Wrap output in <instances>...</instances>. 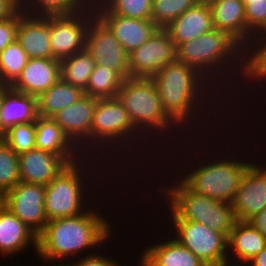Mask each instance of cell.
<instances>
[{"label":"cell","instance_id":"74e56055","mask_svg":"<svg viewBox=\"0 0 266 266\" xmlns=\"http://www.w3.org/2000/svg\"><path fill=\"white\" fill-rule=\"evenodd\" d=\"M19 10L11 17L0 20V52L17 38Z\"/></svg>","mask_w":266,"mask_h":266},{"label":"cell","instance_id":"3957f363","mask_svg":"<svg viewBox=\"0 0 266 266\" xmlns=\"http://www.w3.org/2000/svg\"><path fill=\"white\" fill-rule=\"evenodd\" d=\"M150 79L156 87L163 109L179 126L181 125V128L185 123L192 124L194 117L199 119L196 115L203 112L200 108H204L207 104H209L207 109L209 106L212 107L211 102L206 103V101L213 99L211 100L213 102L218 96L216 94L218 91L214 92V85L212 86L205 76L193 67L178 61L163 67ZM211 94L215 96L209 98ZM206 97L209 99L207 100Z\"/></svg>","mask_w":266,"mask_h":266},{"label":"cell","instance_id":"ee69618b","mask_svg":"<svg viewBox=\"0 0 266 266\" xmlns=\"http://www.w3.org/2000/svg\"><path fill=\"white\" fill-rule=\"evenodd\" d=\"M59 264H53L52 263V266H74L73 264H72V262H66L65 264L63 263V262H58ZM61 263V264H60ZM63 263V264H62ZM48 266H49V264H48Z\"/></svg>","mask_w":266,"mask_h":266},{"label":"cell","instance_id":"4316f807","mask_svg":"<svg viewBox=\"0 0 266 266\" xmlns=\"http://www.w3.org/2000/svg\"><path fill=\"white\" fill-rule=\"evenodd\" d=\"M84 91L61 78L49 89L37 96V112L41 117H52L61 109L77 102Z\"/></svg>","mask_w":266,"mask_h":266},{"label":"cell","instance_id":"d6986e66","mask_svg":"<svg viewBox=\"0 0 266 266\" xmlns=\"http://www.w3.org/2000/svg\"><path fill=\"white\" fill-rule=\"evenodd\" d=\"M18 158L21 181L32 184L47 185L69 164L64 158L37 148Z\"/></svg>","mask_w":266,"mask_h":266},{"label":"cell","instance_id":"5b68a950","mask_svg":"<svg viewBox=\"0 0 266 266\" xmlns=\"http://www.w3.org/2000/svg\"><path fill=\"white\" fill-rule=\"evenodd\" d=\"M117 97L127 110L133 126L141 135L144 136L148 131L147 136L149 138L145 136L143 139L151 140L150 136L163 135L175 127L179 128L177 134L180 133L182 128L163 109L156 87L150 78L125 79Z\"/></svg>","mask_w":266,"mask_h":266},{"label":"cell","instance_id":"6da1fadb","mask_svg":"<svg viewBox=\"0 0 266 266\" xmlns=\"http://www.w3.org/2000/svg\"><path fill=\"white\" fill-rule=\"evenodd\" d=\"M87 203L89 208L85 213L47 222L37 236V253L41 259L43 258V263L45 261L51 265L54 261H67L70 256L73 258L79 256L78 254L81 256L82 253L84 256L85 250L89 252V249H98L102 243L105 244L110 239V236L112 237L111 222L109 224L97 208L95 210L90 202Z\"/></svg>","mask_w":266,"mask_h":266},{"label":"cell","instance_id":"603a6c76","mask_svg":"<svg viewBox=\"0 0 266 266\" xmlns=\"http://www.w3.org/2000/svg\"><path fill=\"white\" fill-rule=\"evenodd\" d=\"M146 249V250H145ZM141 251L140 266H207L175 238L151 244Z\"/></svg>","mask_w":266,"mask_h":266},{"label":"cell","instance_id":"ab89813d","mask_svg":"<svg viewBox=\"0 0 266 266\" xmlns=\"http://www.w3.org/2000/svg\"><path fill=\"white\" fill-rule=\"evenodd\" d=\"M19 9V0H0V20L13 16Z\"/></svg>","mask_w":266,"mask_h":266},{"label":"cell","instance_id":"ba28073f","mask_svg":"<svg viewBox=\"0 0 266 266\" xmlns=\"http://www.w3.org/2000/svg\"><path fill=\"white\" fill-rule=\"evenodd\" d=\"M132 135L135 136V138L136 135L138 137L135 139ZM132 137L133 139H131ZM139 137L140 139H142L143 136L140 135V132L133 126L127 110L124 108V105L122 104V102L119 100L118 97L101 98V99L97 98V104L94 109L93 122L90 129L89 150L92 151L91 152L89 151V154H91L93 151H94L93 153L95 154L96 151H98L99 149L101 150V152L99 153L100 154L102 153V155L106 154L105 152L102 151L112 149L108 152L109 153L112 151L114 152V150L116 149H113L112 147H115L117 143L120 144V145L118 144L115 147L117 148L116 151L117 153L119 150L118 148L121 147L123 148L122 144L125 147H127L126 145L128 142H130L129 145L130 148H127V150L128 149L130 150L132 148L131 146H133L131 145L132 141L135 143V140H137ZM110 144H112V146H110ZM104 147L105 148L109 147V149L102 150ZM95 148L97 149L96 151Z\"/></svg>","mask_w":266,"mask_h":266},{"label":"cell","instance_id":"60d3db41","mask_svg":"<svg viewBox=\"0 0 266 266\" xmlns=\"http://www.w3.org/2000/svg\"><path fill=\"white\" fill-rule=\"evenodd\" d=\"M248 222L266 237V208L250 218Z\"/></svg>","mask_w":266,"mask_h":266},{"label":"cell","instance_id":"52a82bcc","mask_svg":"<svg viewBox=\"0 0 266 266\" xmlns=\"http://www.w3.org/2000/svg\"><path fill=\"white\" fill-rule=\"evenodd\" d=\"M81 160L68 164L51 182L45 185L44 208L48 221L77 216L86 212L87 203H84V201H86V198H91V196L88 197L90 194L84 188L85 185H88L86 188L89 187L90 183H85L86 176H88L86 171L88 165L84 158ZM84 166L85 169L82 171ZM83 193L87 194L84 195Z\"/></svg>","mask_w":266,"mask_h":266},{"label":"cell","instance_id":"d6a6232c","mask_svg":"<svg viewBox=\"0 0 266 266\" xmlns=\"http://www.w3.org/2000/svg\"><path fill=\"white\" fill-rule=\"evenodd\" d=\"M245 6L247 23V53L257 39L266 32V0H241Z\"/></svg>","mask_w":266,"mask_h":266},{"label":"cell","instance_id":"7a4b0ae2","mask_svg":"<svg viewBox=\"0 0 266 266\" xmlns=\"http://www.w3.org/2000/svg\"><path fill=\"white\" fill-rule=\"evenodd\" d=\"M176 52L177 61L179 63L193 67L201 75H205V78L212 85L217 84L218 88L216 87V91H218L219 94L221 93L219 89L223 88L227 84L230 85L238 75H241L242 78L240 79L241 81L239 79L235 80L234 83H236V86H239L238 82L242 83L244 80V83L247 82L248 53L234 39L223 31L213 29L206 34L199 35L191 41L178 45L176 47ZM230 66H232V68ZM222 67H224V71ZM228 72L231 75L227 74ZM230 72H232L235 76ZM226 74L227 77H225ZM228 76H230L231 79ZM232 76H234V78ZM216 78H220L218 79L219 82ZM227 78L229 79L230 84L229 81H227ZM224 79L225 82L227 81L226 84L223 82ZM217 82L219 84H221L220 82H223V85L220 87Z\"/></svg>","mask_w":266,"mask_h":266},{"label":"cell","instance_id":"9c48e42d","mask_svg":"<svg viewBox=\"0 0 266 266\" xmlns=\"http://www.w3.org/2000/svg\"><path fill=\"white\" fill-rule=\"evenodd\" d=\"M170 221L176 236L173 238L207 266H228V238L224 234L190 220Z\"/></svg>","mask_w":266,"mask_h":266},{"label":"cell","instance_id":"7bdbcfd3","mask_svg":"<svg viewBox=\"0 0 266 266\" xmlns=\"http://www.w3.org/2000/svg\"><path fill=\"white\" fill-rule=\"evenodd\" d=\"M4 96V85H0V113L2 109V101ZM7 130L3 127V123L0 116V139H3Z\"/></svg>","mask_w":266,"mask_h":266},{"label":"cell","instance_id":"7402d4cb","mask_svg":"<svg viewBox=\"0 0 266 266\" xmlns=\"http://www.w3.org/2000/svg\"><path fill=\"white\" fill-rule=\"evenodd\" d=\"M35 144L37 149L52 152L69 164L86 156L70 141L62 128L51 118L38 116L36 120Z\"/></svg>","mask_w":266,"mask_h":266},{"label":"cell","instance_id":"9a60e30c","mask_svg":"<svg viewBox=\"0 0 266 266\" xmlns=\"http://www.w3.org/2000/svg\"><path fill=\"white\" fill-rule=\"evenodd\" d=\"M256 164L245 172L231 203L239 221H248L266 208V165Z\"/></svg>","mask_w":266,"mask_h":266},{"label":"cell","instance_id":"b9f144b4","mask_svg":"<svg viewBox=\"0 0 266 266\" xmlns=\"http://www.w3.org/2000/svg\"><path fill=\"white\" fill-rule=\"evenodd\" d=\"M246 264V266H266V247Z\"/></svg>","mask_w":266,"mask_h":266},{"label":"cell","instance_id":"f35d334b","mask_svg":"<svg viewBox=\"0 0 266 266\" xmlns=\"http://www.w3.org/2000/svg\"><path fill=\"white\" fill-rule=\"evenodd\" d=\"M87 255L82 256V258L77 257L78 261L73 260L74 266H122L118 262L111 258H108L106 256H102L98 253H86Z\"/></svg>","mask_w":266,"mask_h":266},{"label":"cell","instance_id":"5bb4252c","mask_svg":"<svg viewBox=\"0 0 266 266\" xmlns=\"http://www.w3.org/2000/svg\"><path fill=\"white\" fill-rule=\"evenodd\" d=\"M96 104L97 98L84 94L77 102L61 109L51 117L85 155L89 150L90 129Z\"/></svg>","mask_w":266,"mask_h":266},{"label":"cell","instance_id":"f1b7e54d","mask_svg":"<svg viewBox=\"0 0 266 266\" xmlns=\"http://www.w3.org/2000/svg\"><path fill=\"white\" fill-rule=\"evenodd\" d=\"M93 0H19V8L31 15H71L92 5Z\"/></svg>","mask_w":266,"mask_h":266},{"label":"cell","instance_id":"d4e9b609","mask_svg":"<svg viewBox=\"0 0 266 266\" xmlns=\"http://www.w3.org/2000/svg\"><path fill=\"white\" fill-rule=\"evenodd\" d=\"M227 243L228 266H245L250 259L266 247V237L248 221L237 220L229 234ZM230 252L234 254L232 255ZM230 257H233L234 260L236 258L240 264H230Z\"/></svg>","mask_w":266,"mask_h":266},{"label":"cell","instance_id":"cb8c5ba5","mask_svg":"<svg viewBox=\"0 0 266 266\" xmlns=\"http://www.w3.org/2000/svg\"><path fill=\"white\" fill-rule=\"evenodd\" d=\"M30 245L37 252V235L0 203V256L12 257Z\"/></svg>","mask_w":266,"mask_h":266},{"label":"cell","instance_id":"ffe728a7","mask_svg":"<svg viewBox=\"0 0 266 266\" xmlns=\"http://www.w3.org/2000/svg\"><path fill=\"white\" fill-rule=\"evenodd\" d=\"M164 29L176 47L212 31L214 26L209 3L207 0L199 1Z\"/></svg>","mask_w":266,"mask_h":266},{"label":"cell","instance_id":"ac0fdd59","mask_svg":"<svg viewBox=\"0 0 266 266\" xmlns=\"http://www.w3.org/2000/svg\"><path fill=\"white\" fill-rule=\"evenodd\" d=\"M60 78V60L29 58L21 75L10 87L21 93L38 96L53 86Z\"/></svg>","mask_w":266,"mask_h":266},{"label":"cell","instance_id":"e575fe53","mask_svg":"<svg viewBox=\"0 0 266 266\" xmlns=\"http://www.w3.org/2000/svg\"><path fill=\"white\" fill-rule=\"evenodd\" d=\"M107 11L127 18L150 20L152 0H97Z\"/></svg>","mask_w":266,"mask_h":266},{"label":"cell","instance_id":"2e32d148","mask_svg":"<svg viewBox=\"0 0 266 266\" xmlns=\"http://www.w3.org/2000/svg\"><path fill=\"white\" fill-rule=\"evenodd\" d=\"M92 6L96 16L109 28L127 53L139 48L158 29L151 20L110 13L97 0L92 1Z\"/></svg>","mask_w":266,"mask_h":266},{"label":"cell","instance_id":"1f68e13d","mask_svg":"<svg viewBox=\"0 0 266 266\" xmlns=\"http://www.w3.org/2000/svg\"><path fill=\"white\" fill-rule=\"evenodd\" d=\"M199 1L201 0H152L150 20L159 29H164Z\"/></svg>","mask_w":266,"mask_h":266},{"label":"cell","instance_id":"277c9868","mask_svg":"<svg viewBox=\"0 0 266 266\" xmlns=\"http://www.w3.org/2000/svg\"><path fill=\"white\" fill-rule=\"evenodd\" d=\"M171 186L160 188L163 193L165 191L164 196L171 212L172 219H168L201 223L229 237L237 221L231 204L196 194L180 180Z\"/></svg>","mask_w":266,"mask_h":266},{"label":"cell","instance_id":"f6af8a7d","mask_svg":"<svg viewBox=\"0 0 266 266\" xmlns=\"http://www.w3.org/2000/svg\"><path fill=\"white\" fill-rule=\"evenodd\" d=\"M5 196V192L0 188V203L3 202Z\"/></svg>","mask_w":266,"mask_h":266},{"label":"cell","instance_id":"83f0119b","mask_svg":"<svg viewBox=\"0 0 266 266\" xmlns=\"http://www.w3.org/2000/svg\"><path fill=\"white\" fill-rule=\"evenodd\" d=\"M95 67L96 63L93 57L85 48L60 61L61 79L73 86L80 87L84 91Z\"/></svg>","mask_w":266,"mask_h":266},{"label":"cell","instance_id":"7c38bea8","mask_svg":"<svg viewBox=\"0 0 266 266\" xmlns=\"http://www.w3.org/2000/svg\"><path fill=\"white\" fill-rule=\"evenodd\" d=\"M85 48L97 66H109L124 80L130 78L128 53L97 16L87 28Z\"/></svg>","mask_w":266,"mask_h":266},{"label":"cell","instance_id":"d590c367","mask_svg":"<svg viewBox=\"0 0 266 266\" xmlns=\"http://www.w3.org/2000/svg\"><path fill=\"white\" fill-rule=\"evenodd\" d=\"M36 121L10 127L4 140L18 155L35 149Z\"/></svg>","mask_w":266,"mask_h":266},{"label":"cell","instance_id":"f546056e","mask_svg":"<svg viewBox=\"0 0 266 266\" xmlns=\"http://www.w3.org/2000/svg\"><path fill=\"white\" fill-rule=\"evenodd\" d=\"M124 79L109 66H97L90 75L84 94L101 99L117 97Z\"/></svg>","mask_w":266,"mask_h":266},{"label":"cell","instance_id":"4fadbf2b","mask_svg":"<svg viewBox=\"0 0 266 266\" xmlns=\"http://www.w3.org/2000/svg\"><path fill=\"white\" fill-rule=\"evenodd\" d=\"M44 201L45 185L20 181L5 193L2 204L38 236L48 222Z\"/></svg>","mask_w":266,"mask_h":266},{"label":"cell","instance_id":"484cf974","mask_svg":"<svg viewBox=\"0 0 266 266\" xmlns=\"http://www.w3.org/2000/svg\"><path fill=\"white\" fill-rule=\"evenodd\" d=\"M0 116L6 130L21 123L35 122L38 117L37 96L21 93L4 85Z\"/></svg>","mask_w":266,"mask_h":266},{"label":"cell","instance_id":"e0dca14e","mask_svg":"<svg viewBox=\"0 0 266 266\" xmlns=\"http://www.w3.org/2000/svg\"><path fill=\"white\" fill-rule=\"evenodd\" d=\"M53 15H31L19 9L16 40L29 58H52Z\"/></svg>","mask_w":266,"mask_h":266},{"label":"cell","instance_id":"836d02e7","mask_svg":"<svg viewBox=\"0 0 266 266\" xmlns=\"http://www.w3.org/2000/svg\"><path fill=\"white\" fill-rule=\"evenodd\" d=\"M18 154L0 139V188L6 193L20 181Z\"/></svg>","mask_w":266,"mask_h":266},{"label":"cell","instance_id":"8d00e7d4","mask_svg":"<svg viewBox=\"0 0 266 266\" xmlns=\"http://www.w3.org/2000/svg\"><path fill=\"white\" fill-rule=\"evenodd\" d=\"M266 32L256 41L254 48L248 53V80L249 83L262 84L266 82ZM253 80H255L253 82ZM263 81V82H262Z\"/></svg>","mask_w":266,"mask_h":266},{"label":"cell","instance_id":"30bf717a","mask_svg":"<svg viewBox=\"0 0 266 266\" xmlns=\"http://www.w3.org/2000/svg\"><path fill=\"white\" fill-rule=\"evenodd\" d=\"M96 16L93 6L71 15H53L52 58L63 60L85 49L87 28Z\"/></svg>","mask_w":266,"mask_h":266},{"label":"cell","instance_id":"44dd1931","mask_svg":"<svg viewBox=\"0 0 266 266\" xmlns=\"http://www.w3.org/2000/svg\"><path fill=\"white\" fill-rule=\"evenodd\" d=\"M214 29L227 33L247 52V23L241 0H207Z\"/></svg>","mask_w":266,"mask_h":266},{"label":"cell","instance_id":"8fae6325","mask_svg":"<svg viewBox=\"0 0 266 266\" xmlns=\"http://www.w3.org/2000/svg\"><path fill=\"white\" fill-rule=\"evenodd\" d=\"M130 78H151L177 61L176 46L165 29H157L139 48L128 53Z\"/></svg>","mask_w":266,"mask_h":266},{"label":"cell","instance_id":"8992f818","mask_svg":"<svg viewBox=\"0 0 266 266\" xmlns=\"http://www.w3.org/2000/svg\"><path fill=\"white\" fill-rule=\"evenodd\" d=\"M231 157H229L230 159L226 157V160L224 156L221 157L224 158L221 160L217 157L216 161L209 157L208 159L212 162L203 160L201 162L203 164H199L198 161L197 167L182 174L184 176L179 180L196 194L231 204L241 179L252 164V161L249 163L247 160L246 162L243 159L238 160L236 156L232 160Z\"/></svg>","mask_w":266,"mask_h":266},{"label":"cell","instance_id":"4dcf8cb0","mask_svg":"<svg viewBox=\"0 0 266 266\" xmlns=\"http://www.w3.org/2000/svg\"><path fill=\"white\" fill-rule=\"evenodd\" d=\"M29 60L17 40L0 52V85L11 86L21 75Z\"/></svg>","mask_w":266,"mask_h":266}]
</instances>
